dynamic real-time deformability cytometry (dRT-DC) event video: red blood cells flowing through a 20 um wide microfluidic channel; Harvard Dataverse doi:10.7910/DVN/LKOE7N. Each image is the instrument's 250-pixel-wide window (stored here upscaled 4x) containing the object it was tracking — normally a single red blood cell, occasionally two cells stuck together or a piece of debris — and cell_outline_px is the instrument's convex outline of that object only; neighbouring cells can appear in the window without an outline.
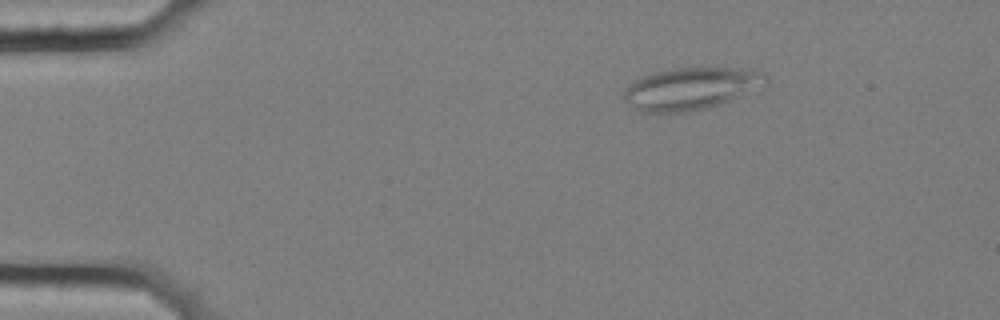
{"species": "common noctule bat (a hibernating species)", "species_latin": "Nyctalus noctula", "temperature_condition": "cold", "stored_images_in_passage": 39, "camera_frame_rate_fps": 3000, "um_per_image_px": 0.085, "animal": {"sex": "female", "body_mass_g": 25.1}, "frame": {"image": 1, "passage_image": 9, "time_ms": 2.667, "image_size_px": [1000, 320], "cell_outline_px": [[768, 84], [720, 104], [704, 108], [680, 112], [640, 112], [624, 100], [624, 88], [636, 80], [644, 76], [676, 68], [748, 68], [764, 72], [768, 76]], "centroid_in_image_um": [58.77, 7.52], "position_along_channel_um": 26.2, "area_um2": 34.51}}
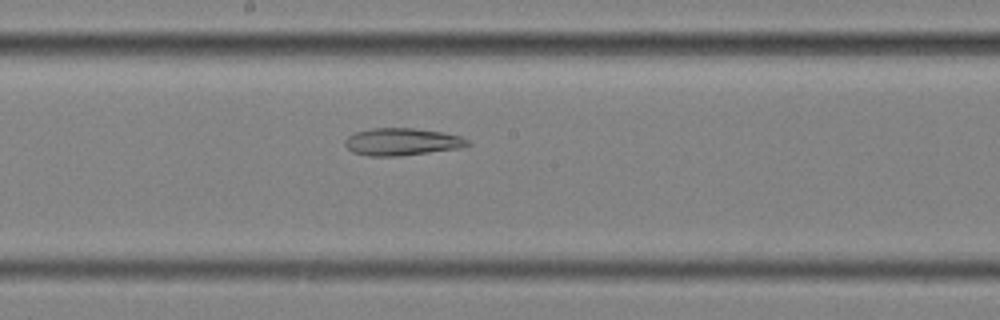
{"frame": {"image": 2, "passage_image": 31, "time_ms": 10.0, "image_size_px": [1000, 320], "cell_outline_px": [[472, 144], [456, 148], [428, 152], [396, 156], [368, 156], [352, 152], [344, 144], [344, 140], [348, 136], [356, 132], [372, 128], [412, 128], [440, 132], [460, 136], [468, 140]], "centroid_in_image_um": [34.11, 12.05], "position_along_channel_um": 214.1, "area_um2": 19.25}}
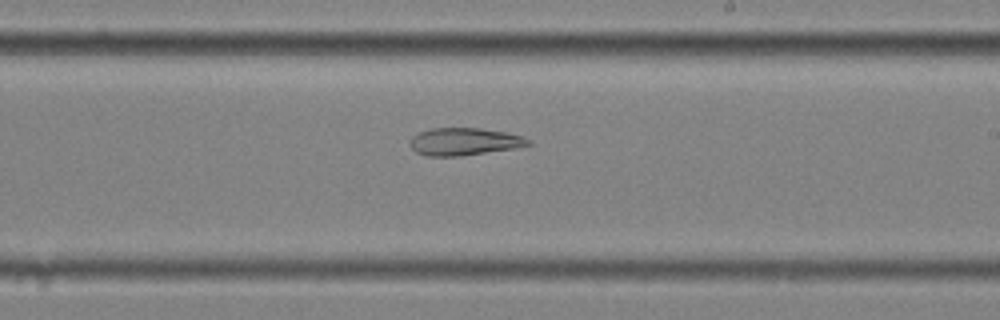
{"frame": {"image": 3, "passage_image": 34, "time_ms": 11.0, "image_size_px": [1000, 320], "cell_outline_px": [[532, 144], [516, 148], [460, 156], [428, 156], [416, 152], [408, 144], [412, 136], [420, 132], [432, 128], [480, 128], [508, 132], [524, 136], [532, 140]], "centroid_in_image_um": [39.5, 12.03], "position_along_channel_um": 249.5, "area_um2": 19.13}}